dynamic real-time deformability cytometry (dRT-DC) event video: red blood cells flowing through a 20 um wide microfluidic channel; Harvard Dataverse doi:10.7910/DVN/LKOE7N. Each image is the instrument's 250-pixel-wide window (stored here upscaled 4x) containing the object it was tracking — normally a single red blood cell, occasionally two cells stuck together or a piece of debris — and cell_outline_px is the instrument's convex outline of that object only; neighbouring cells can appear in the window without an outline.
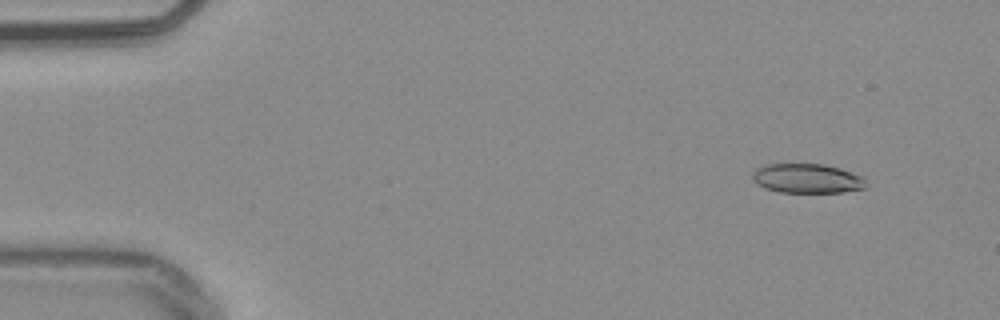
{"species": "common noctule bat (a hibernating species)", "species_latin": "Nyctalus noctula", "temperature_condition": "warm", "stored_images_in_passage": 53, "camera_frame_rate_fps": 3000, "um_per_image_px": 0.085, "animal": {"sex": "male", "body_mass_g": 20.4}, "frame": {"image": 1, "passage_image": 5, "time_ms": 1.333, "image_size_px": [1000, 320], "cell_outline_px": [[868, 180], [864, 188], [844, 192], [780, 192], [764, 188], [756, 184], [752, 180], [752, 172], [756, 168], [768, 164], [824, 164], [840, 168], [864, 176]], "centroid_in_image_um": [68.61, 15.16], "position_along_channel_um": 16.4, "area_um2": 19.71}}
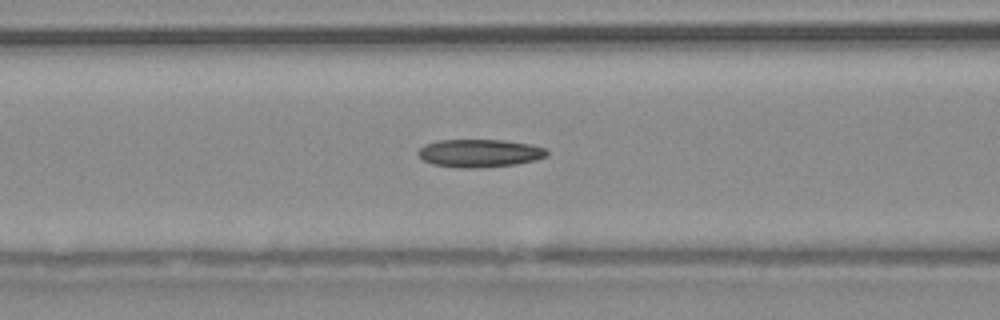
{"frame": {"image": 2, "passage_image": 22, "time_ms": 7.0, "image_size_px": [1000, 320], "cell_outline_px": [[548, 156], [536, 160], [516, 164], [476, 168], [460, 168], [432, 164], [424, 160], [416, 152], [424, 144], [436, 140], [504, 140], [532, 144], [544, 148], [548, 152]], "centroid_in_image_um": [40.76, 13.01], "position_along_channel_um": 125.8, "area_um2": 21.1}}
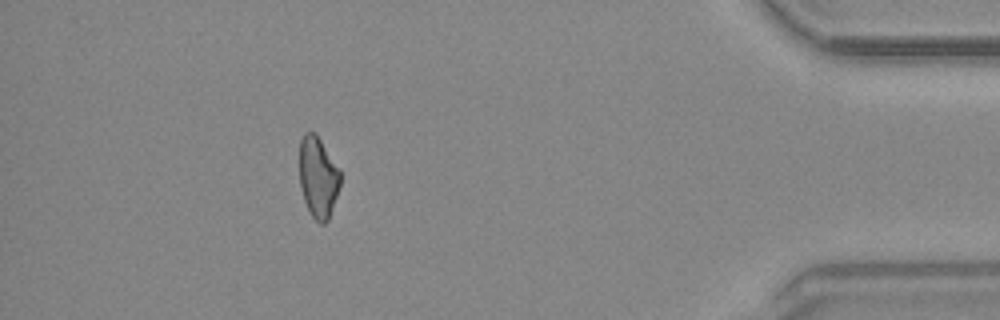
{"frame": {"image": 3, "passage_image": 48, "time_ms": 15.667, "image_size_px": [1000, 320], "cell_outline_px": [[340, 184], [328, 220], [324, 224], [320, 224], [312, 216], [304, 200], [300, 184], [300, 140], [304, 132], [316, 132], [340, 168]], "centroid_in_image_um": [27.04, 15.02], "position_along_channel_um": 408.2, "area_um2": 19.31}, "authors_computed_cell_mechanics": {"area_um2": 20.3456, "velocity_mm_per_s": 3.8486, "shape_relaxation_time_tau1_ms": null, "shape_relaxation_time_tau2_ms": 4.8254, "deformation_change_tau1": null, "deformation_change_tau2": 0.1218}}